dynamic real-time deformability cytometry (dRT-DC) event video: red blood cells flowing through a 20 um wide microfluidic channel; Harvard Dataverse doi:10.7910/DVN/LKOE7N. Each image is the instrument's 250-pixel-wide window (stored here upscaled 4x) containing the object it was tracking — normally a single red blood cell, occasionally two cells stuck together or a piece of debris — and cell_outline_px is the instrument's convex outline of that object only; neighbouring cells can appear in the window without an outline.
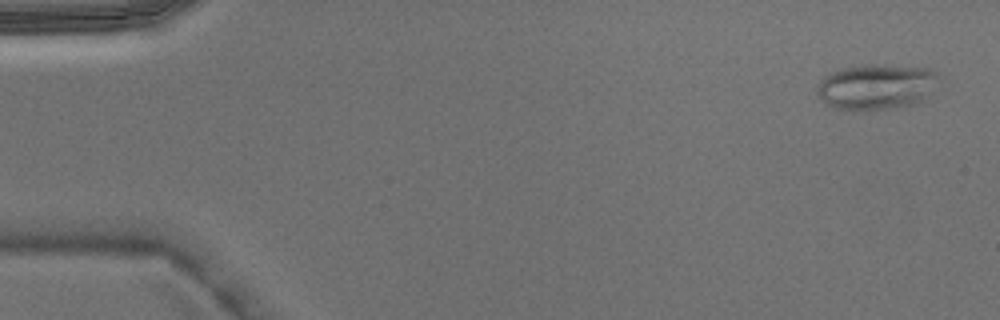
{"species": "Egyptian fruit bat (a non-hibernating species)", "species_latin": "Rousettus aegyptiacus", "temperature_condition": "warm", "stored_images_in_passage": 5, "camera_frame_rate_fps": 3000, "um_per_image_px": 0.085, "animal": {"sex": "male"}, "frame": {"image": 1, "passage_image": 1, "time_ms": 0.0, "image_size_px": [1000, 320], "cell_outline_px": [[936, 76], [924, 100], [916, 104], [900, 108], [836, 108], [828, 104], [816, 92], [816, 84], [824, 76], [840, 68], [864, 64], [880, 64], [928, 68], [936, 72]], "centroid_in_image_um": [74.44, 7.34], "position_along_channel_um": 10.6, "area_um2": 31.62}}